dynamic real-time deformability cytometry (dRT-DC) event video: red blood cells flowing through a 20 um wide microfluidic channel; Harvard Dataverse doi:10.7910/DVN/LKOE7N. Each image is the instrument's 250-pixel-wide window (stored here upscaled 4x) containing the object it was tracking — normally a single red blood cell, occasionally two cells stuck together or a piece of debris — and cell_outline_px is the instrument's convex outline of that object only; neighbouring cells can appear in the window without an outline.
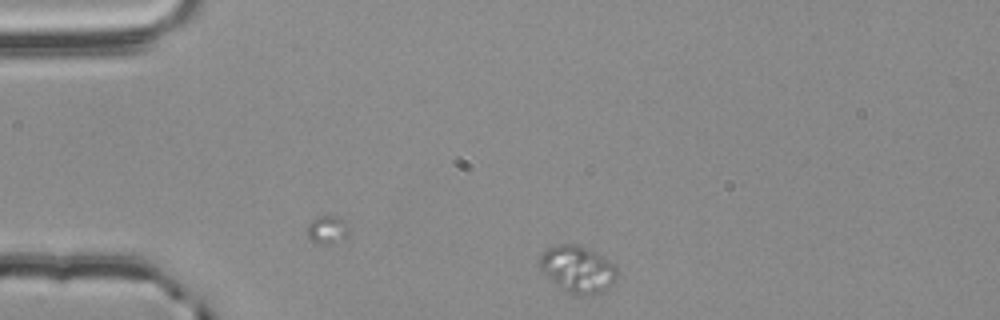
{"species": "common noctule bat (a hibernating species)", "species_latin": "Nyctalus noctula", "temperature_condition": "room temperature", "stored_images_in_passage": 43, "camera_frame_rate_fps": 3000, "um_per_image_px": 0.085, "animal": {"sex": "male", "body_mass_g": 20.4}, "frame": {"image": 1, "passage_image": 1, "time_ms": 0.0, "image_size_px": [1000, 320], "cell_outline_px": [[616, 280], [604, 292], [592, 296], [572, 296], [556, 284], [536, 264], [540, 256], [548, 248], [556, 244], [576, 244], [588, 248], [608, 260], [616, 268]], "centroid_in_image_um": [49.09, 22.91], "position_along_channel_um": 35.9, "area_um2": 21.33}}